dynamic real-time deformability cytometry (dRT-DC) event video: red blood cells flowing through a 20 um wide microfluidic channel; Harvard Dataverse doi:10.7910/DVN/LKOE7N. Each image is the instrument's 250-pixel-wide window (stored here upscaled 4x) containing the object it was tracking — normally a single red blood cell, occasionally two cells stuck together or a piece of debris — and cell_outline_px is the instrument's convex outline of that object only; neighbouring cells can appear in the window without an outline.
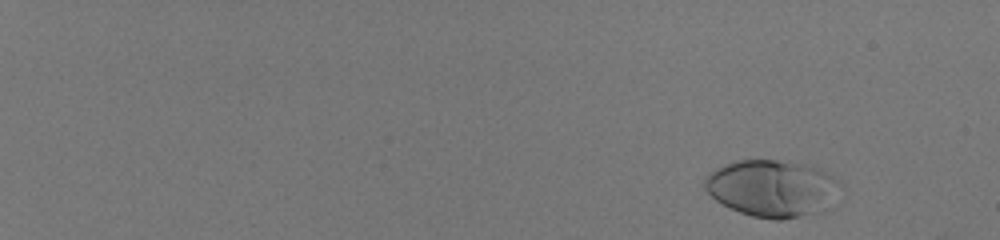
{"species": "human", "species_latin": "Homo sapiens", "temperature_condition": "room temperature", "stored_images_in_passage": 56, "camera_frame_rate_fps": 3000, "um_per_image_px": 0.085, "donor": {"sex": "male"}, "frame": {"image": 1, "passage_image": 5, "time_ms": 1.333, "image_size_px": [1000, 240], "cell_outline_px": [[840, 180], [808, 212], [800, 216], [784, 220], [776, 220], [752, 216], [740, 212], [716, 200], [704, 188], [704, 176], [716, 168], [736, 160], [776, 160], [804, 164], [820, 168], [828, 172]], "centroid_in_image_um": [65.39, 15.94], "position_along_channel_um": 19.6, "area_um2": 42.6}}
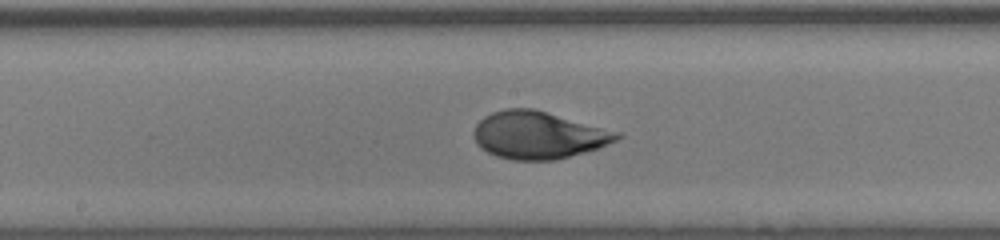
{"frame": {"image": 2, "passage_image": 35, "time_ms": 11.333, "image_size_px": [1000, 240], "cell_outline_px": [[624, 136], [616, 140], [596, 148], [584, 152], [556, 160], [512, 160], [496, 156], [480, 148], [476, 144], [472, 136], [472, 132], [476, 124], [484, 116], [492, 112], [504, 108], [532, 108], [620, 132]], "centroid_in_image_um": [45.7, 11.48], "position_along_channel_um": 202.5, "area_um2": 39.54}}
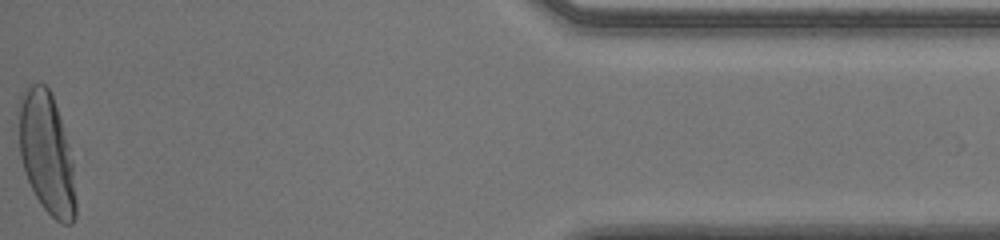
{"frame": {"image": 3, "passage_image": 56, "time_ms": 18.333, "image_size_px": [1000, 240], "cell_outline_px": [[76, 216], [72, 224], [60, 224], [40, 204], [28, 180], [20, 156], [20, 96], [32, 84], [44, 84], [48, 88], [52, 96], [68, 144], [72, 160], [76, 200]], "centroid_in_image_um": [3.99, 13.1], "position_along_channel_um": 431.2, "area_um2": 39.36}, "authors_computed_cell_mechanics": {"area_um2": 38.9861, "velocity_mm_per_s": 4.0454, "shape_relaxation_time_tau1_ms": 4.2296, "shape_relaxation_time_tau2_ms": null, "deformation_change_tau1": 0.2147, "deformation_change_tau2": null}}